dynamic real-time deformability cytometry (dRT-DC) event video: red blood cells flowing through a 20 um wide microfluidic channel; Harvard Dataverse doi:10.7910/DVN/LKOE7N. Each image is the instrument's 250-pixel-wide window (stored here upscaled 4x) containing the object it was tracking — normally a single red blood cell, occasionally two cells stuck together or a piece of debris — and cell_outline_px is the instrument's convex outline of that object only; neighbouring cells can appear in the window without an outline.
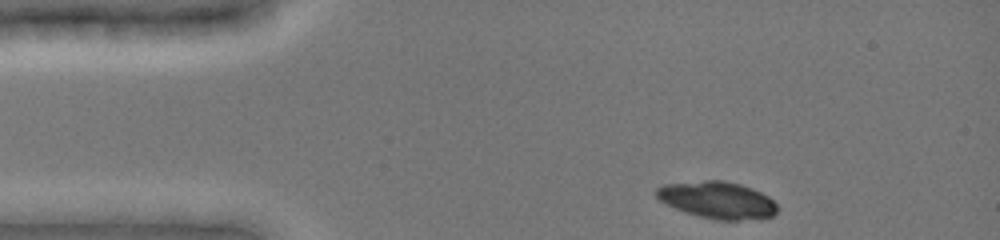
{"species": "common noctule bat (a hibernating species)", "species_latin": "Nyctalus noctula", "temperature_condition": "cold", "stored_images_in_passage": 36, "camera_frame_rate_fps": 3000, "um_per_image_px": 0.085, "animal": {"sex": "female", "body_mass_g": 19.0, "forearm_length_mm": 51.5}, "frame": {"image": 1, "passage_image": 1, "time_ms": 0.0, "image_size_px": [1000, 240], "cell_outline_px": [[776, 212], [772, 216], [740, 220], [720, 220], [700, 216], [684, 212], [660, 200], [656, 196], [656, 188], [664, 184], [704, 180], [724, 180], [740, 184], [752, 188], [768, 196], [776, 204]], "centroid_in_image_um": [60.96, 16.98], "position_along_channel_um": 24.0, "area_um2": 25.78}}
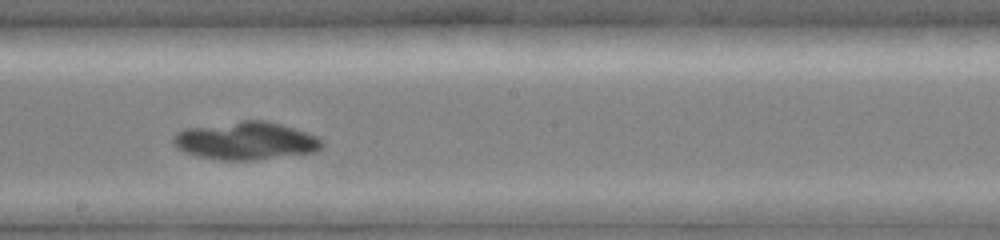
{"frame": {"image": 2, "passage_image": 20, "time_ms": 6.667, "image_size_px": [1000, 240], "cell_outline_px": [[324, 148], [316, 152], [252, 160], [220, 160], [196, 156], [184, 152], [176, 148], [172, 140], [172, 136], [176, 132], [184, 128], [240, 120], [268, 120], [308, 132], [324, 140]], "centroid_in_image_um": [20.89, 11.95], "position_along_channel_um": 227.3, "area_um2": 33.41}}
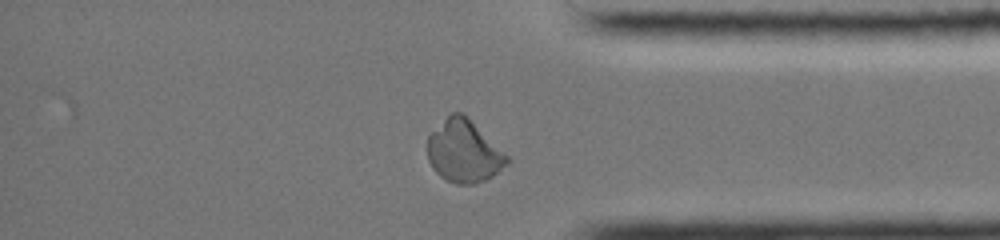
{"frame": {"image": 3, "passage_image": 33, "time_ms": 11.0, "image_size_px": [1000, 240], "cell_outline_px": [[508, 164], [492, 176], [484, 180], [472, 184], [456, 184], [440, 176], [432, 168], [428, 160], [428, 136], [452, 112], [464, 112], [508, 156]], "centroid_in_image_um": [39.43, 12.86], "position_along_channel_um": 395.8, "area_um2": 28.67}}